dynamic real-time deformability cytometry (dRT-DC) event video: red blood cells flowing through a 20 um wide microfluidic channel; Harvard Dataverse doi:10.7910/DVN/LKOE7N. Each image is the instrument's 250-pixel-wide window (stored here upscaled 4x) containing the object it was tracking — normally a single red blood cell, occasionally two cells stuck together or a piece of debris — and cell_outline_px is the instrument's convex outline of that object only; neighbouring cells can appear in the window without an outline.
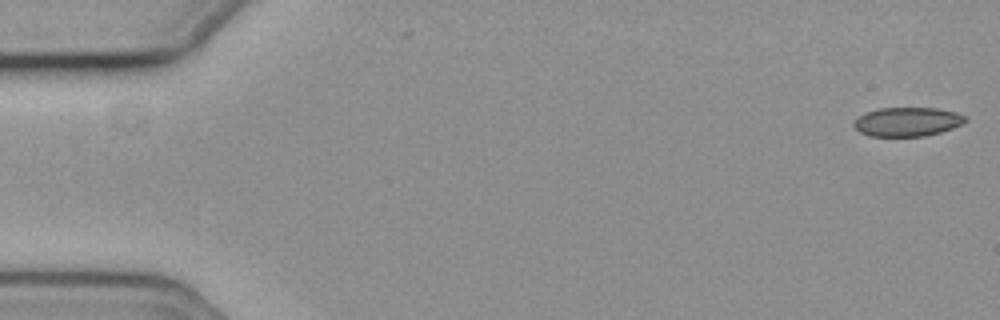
{"species": "common noctule bat (a hibernating species)", "species_latin": "Nyctalus noctula", "temperature_condition": "cold", "stored_images_in_passage": 56, "camera_frame_rate_fps": 3000, "um_per_image_px": 0.085, "animal": {"sex": "female", "body_mass_g": 19.3, "forearm_length_mm": 54.1}, "frame": {"image": 1, "passage_image": 1, "time_ms": 0.0, "image_size_px": [1000, 320], "cell_outline_px": [[968, 120], [952, 128], [940, 132], [924, 136], [868, 136], [860, 132], [852, 124], [860, 116], [868, 112], [880, 108], [936, 108], [956, 112], [964, 116]], "centroid_in_image_um": [77.13, 10.35], "position_along_channel_um": 7.9, "area_um2": 18.61}}
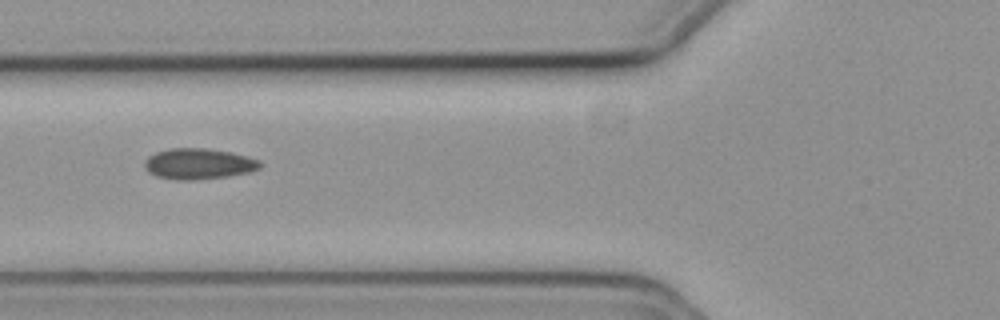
{"frame": {"image": 2, "passage_image": 21, "time_ms": 6.667, "image_size_px": [1000, 320], "cell_outline_px": [[260, 168], [248, 172], [228, 176], [192, 180], [176, 180], [156, 176], [148, 172], [144, 168], [144, 160], [148, 156], [156, 152], [172, 148], [208, 148], [232, 152], [248, 156], [260, 160]], "centroid_in_image_um": [16.86, 13.92], "position_along_channel_um": 108.9, "area_um2": 20.87}}
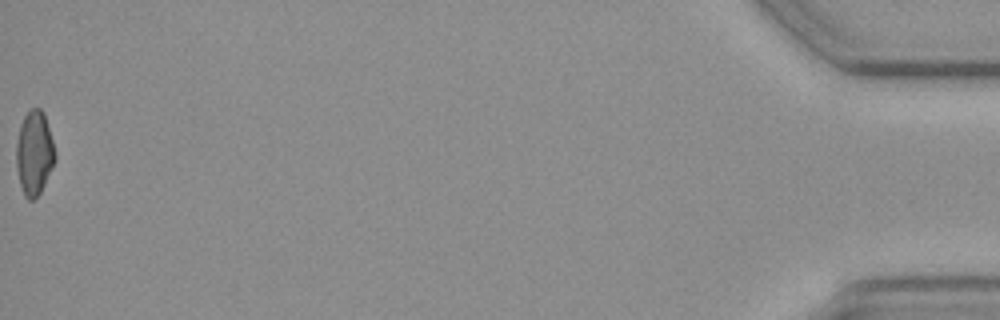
{"frame": {"image": 3, "passage_image": 56, "time_ms": 18.333, "image_size_px": [1000, 320], "cell_outline_px": [[56, 160], [40, 192], [32, 200], [28, 200], [24, 196], [20, 184], [16, 168], [16, 144], [20, 124], [28, 108], [40, 108], [44, 112], [56, 152]], "centroid_in_image_um": [2.91, 12.97], "position_along_channel_um": 432.3, "area_um2": 19.19}, "authors_computed_cell_mechanics": {"area_um2": 19.6231, "velocity_mm_per_s": 3.703, "shape_relaxation_time_tau1_ms": 7.6932, "shape_relaxation_time_tau2_ms": 3.4757, "deformation_change_tau1": 0.0978, "deformation_change_tau2": 0.0738}}